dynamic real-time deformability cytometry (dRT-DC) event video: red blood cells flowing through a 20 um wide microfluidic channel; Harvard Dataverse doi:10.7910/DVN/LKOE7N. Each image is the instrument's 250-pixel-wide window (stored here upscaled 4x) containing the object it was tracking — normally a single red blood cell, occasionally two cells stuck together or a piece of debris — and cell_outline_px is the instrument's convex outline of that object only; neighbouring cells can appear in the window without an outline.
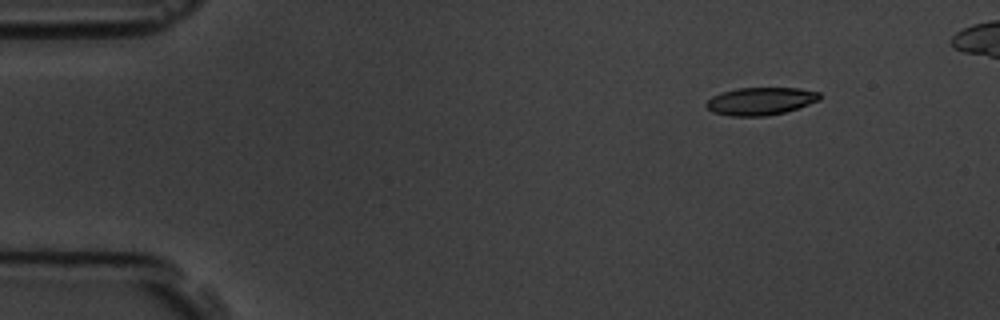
{"species": "common noctule bat (a hibernating species)", "species_latin": "Nyctalus noctula", "temperature_condition": "room temperature", "stored_images_in_passage": 9, "camera_frame_rate_fps": 3000, "um_per_image_px": 0.085, "animal": {"sex": "male", "body_mass_g": 19.5, "forearm_length_mm": 54.6}, "frame": {"image": 1, "passage_image": 1, "time_ms": 0.0, "image_size_px": [1000, 320], "cell_outline_px": [[820, 100], [784, 112], [764, 116], [732, 116], [712, 112], [704, 104], [712, 96], [736, 88], [800, 88], [820, 92]], "centroid_in_image_um": [64.64, 8.59], "position_along_channel_um": 20.4, "area_um2": 18.15}}
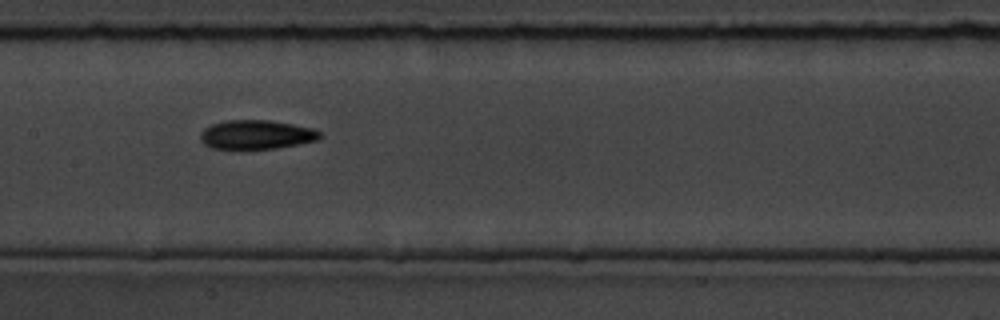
{"frame": {"image": 2, "passage_image": 7, "time_ms": 6.667, "image_size_px": [1000, 320], "cell_outline_px": [[320, 136], [316, 140], [276, 148], [240, 152], [236, 152], [212, 148], [204, 144], [200, 140], [200, 132], [204, 128], [212, 124], [224, 120], [268, 120], [292, 124], [312, 128], [320, 132]], "centroid_in_image_um": [21.68, 11.49], "position_along_channel_um": 185.7, "area_um2": 20.92}}
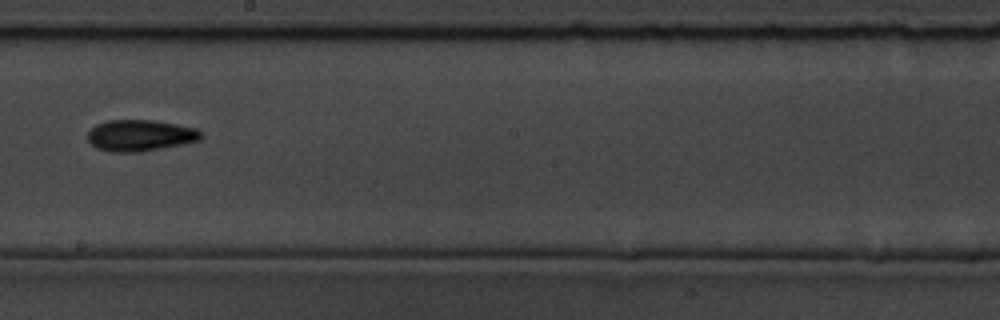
{"frame": {"image": 3, "passage_image": 8, "time_ms": 8.0, "image_size_px": [1000, 320], "cell_outline_px": [[204, 136], [200, 140], [140, 152], [108, 152], [96, 148], [88, 140], [88, 132], [96, 124], [108, 120], [152, 120], [176, 124], [196, 128], [204, 132]], "centroid_in_image_um": [11.92, 11.51], "position_along_channel_um": 236.3, "area_um2": 20.75}}